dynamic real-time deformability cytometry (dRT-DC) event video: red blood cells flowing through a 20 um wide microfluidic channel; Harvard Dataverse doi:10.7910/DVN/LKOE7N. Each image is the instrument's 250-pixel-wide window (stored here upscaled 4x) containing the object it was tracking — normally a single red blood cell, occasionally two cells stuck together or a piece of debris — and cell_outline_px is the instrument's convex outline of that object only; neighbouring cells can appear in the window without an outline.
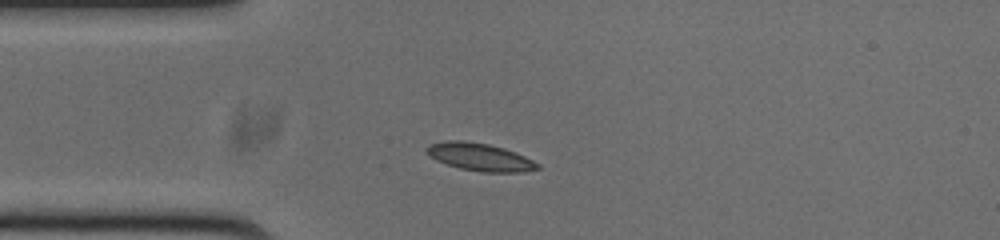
{"species": "common noctule bat (a hibernating species)", "species_latin": "Nyctalus noctula", "temperature_condition": "cold", "stored_images_in_passage": 42, "camera_frame_rate_fps": 3000, "um_per_image_px": 0.085, "animal": {"sex": "male", "body_mass_g": 20.0, "forearm_length_mm": 53.3}, "frame": {"image": 1, "passage_image": 1, "time_ms": 0.0, "image_size_px": [1000, 240], "cell_outline_px": [[540, 168], [524, 172], [484, 172], [460, 168], [436, 160], [424, 148], [428, 144], [444, 140], [464, 140], [488, 144], [504, 148], [516, 152], [540, 164]], "centroid_in_image_um": [40.8, 13.33], "position_along_channel_um": 44.2, "area_um2": 17.86}}
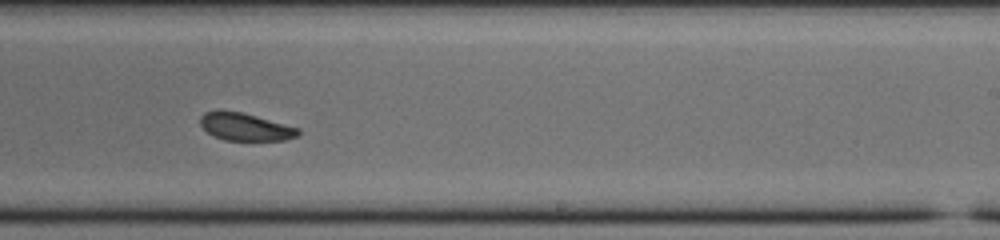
{"frame": {"image": 2, "passage_image": 20, "time_ms": 6.333, "image_size_px": [1000, 240], "cell_outline_px": [[300, 132], [296, 136], [284, 140], [224, 140], [212, 136], [200, 124], [200, 116], [204, 112], [240, 112], [256, 116], [300, 128]], "centroid_in_image_um": [20.86, 10.8], "position_along_channel_um": 268.1, "area_um2": 15.37}}
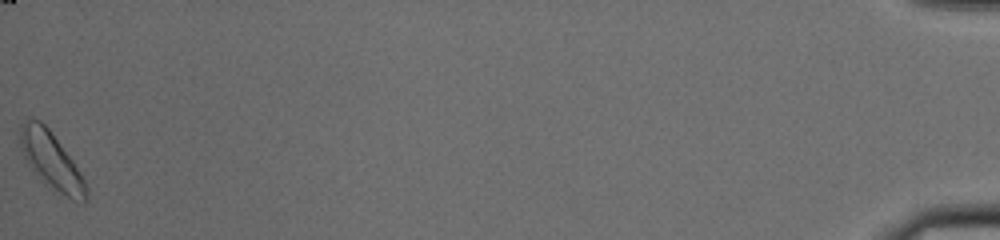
{"frame": {"image": 3, "passage_image": 42, "time_ms": 13.667, "image_size_px": [1000, 240], "cell_outline_px": [[88, 196], [84, 200], [72, 200], [56, 196], [32, 172], [24, 160], [20, 148], [20, 124], [28, 120], [40, 120], [48, 128], [72, 160], [80, 172], [88, 188]], "centroid_in_image_um": [4.33, 13.75], "position_along_channel_um": 430.9, "area_um2": 22.31}, "authors_computed_cell_mechanics": {"area_um2": 17.1666, "velocity_mm_per_s": 3.7253, "shape_relaxation_time_tau1_ms": 1.4463, "shape_relaxation_time_tau2_ms": null, "deformation_change_tau1": 0.0727, "deformation_change_tau2": null}}